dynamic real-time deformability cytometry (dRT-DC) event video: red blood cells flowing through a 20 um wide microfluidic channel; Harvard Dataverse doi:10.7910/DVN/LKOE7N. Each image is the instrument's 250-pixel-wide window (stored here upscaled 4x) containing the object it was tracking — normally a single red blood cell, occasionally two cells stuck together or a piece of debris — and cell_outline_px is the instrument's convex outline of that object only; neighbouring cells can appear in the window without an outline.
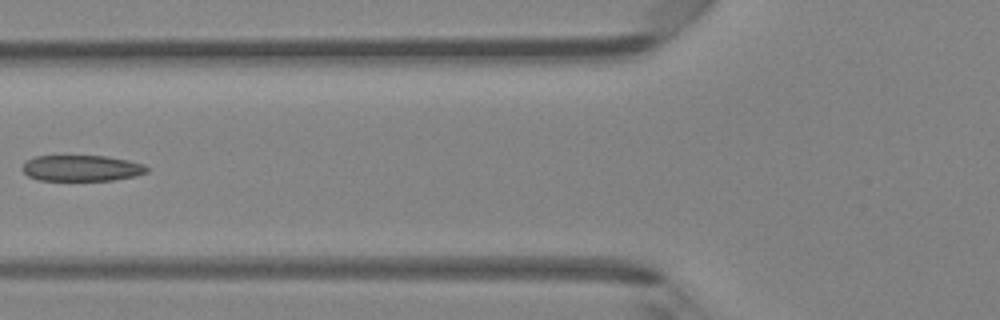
{"species": "Egyptian fruit bat (a non-hibernating species)", "species_latin": "Rousettus aegyptiacus", "temperature_condition": "room temperature", "stored_images_in_passage": 5, "camera_frame_rate_fps": 3000, "um_per_image_px": 0.085, "animal": {"sex": "female"}, "frame": {"image": 1, "passage_image": 5, "time_ms": 1.333, "image_size_px": [1000, 320], "cell_outline_px": [[148, 172], [136, 176], [112, 180], [40, 180], [28, 176], [20, 168], [28, 160], [36, 156], [104, 156], [128, 160], [144, 164], [148, 168]], "centroid_in_image_um": [6.95, 14.29], "position_along_channel_um": 118.8, "area_um2": 18.79}}